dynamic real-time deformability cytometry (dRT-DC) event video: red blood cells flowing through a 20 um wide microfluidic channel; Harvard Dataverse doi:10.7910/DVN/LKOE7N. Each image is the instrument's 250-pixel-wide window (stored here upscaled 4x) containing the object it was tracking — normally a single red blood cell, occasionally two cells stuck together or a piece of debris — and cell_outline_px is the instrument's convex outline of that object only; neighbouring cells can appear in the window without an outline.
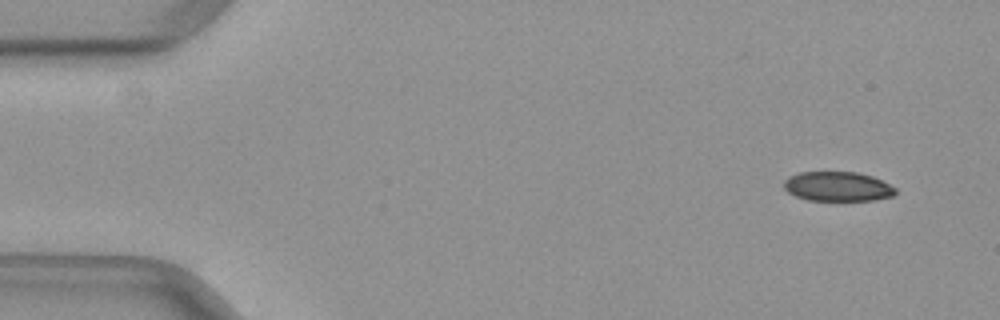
{"species": "common noctule bat (a hibernating species)", "species_latin": "Nyctalus noctula", "temperature_condition": "warm", "stored_images_in_passage": 46, "camera_frame_rate_fps": 3000, "um_per_image_px": 0.085, "animal": {"sex": "female", "body_mass_g": 29.2, "forearm_length_mm": 56.3}, "frame": {"image": 1, "passage_image": 3, "time_ms": 0.667, "image_size_px": [1000, 320], "cell_outline_px": [[896, 192], [892, 196], [876, 200], [808, 200], [796, 196], [788, 192], [784, 188], [784, 180], [788, 176], [800, 172], [860, 172], [872, 176], [896, 188]], "centroid_in_image_um": [71.19, 15.84], "position_along_channel_um": 13.8, "area_um2": 19.19}}
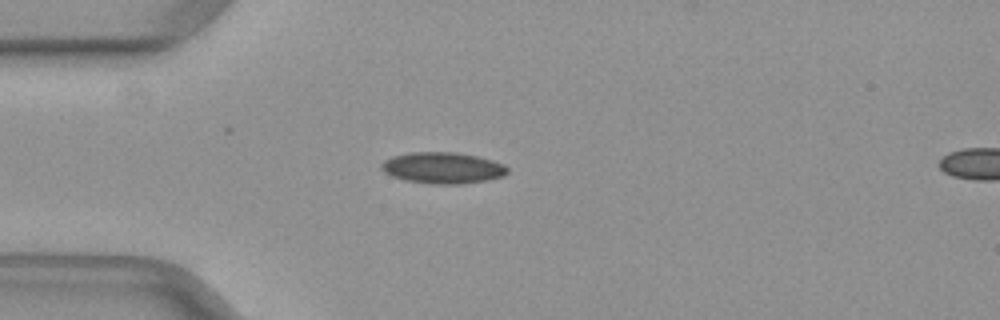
{"frame": {"image": 2, "passage_image": 13, "time_ms": 4.0, "image_size_px": [1000, 320], "cell_outline_px": [[508, 172], [504, 176], [488, 180], [460, 184], [428, 184], [404, 180], [392, 176], [384, 172], [380, 168], [380, 164], [384, 160], [392, 156], [408, 152], [456, 152], [476, 156], [492, 160], [504, 164], [508, 168]], "centroid_in_image_um": [37.61, 14.27], "position_along_channel_um": 47.4, "area_um2": 23.24}}
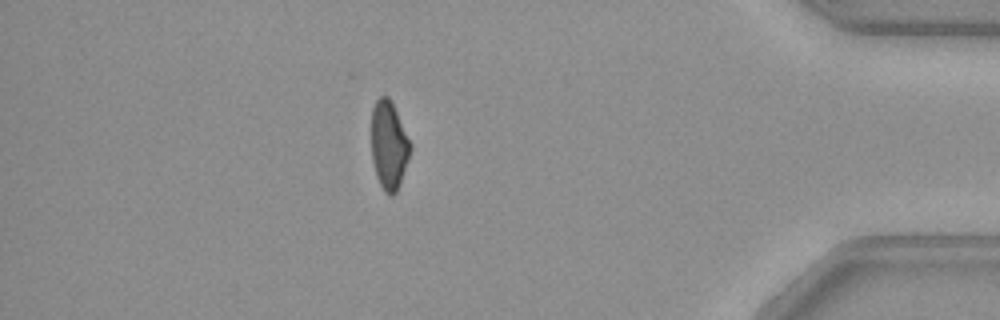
{"frame": {"image": 3, "passage_image": 43, "time_ms": 14.0, "image_size_px": [1000, 320], "cell_outline_px": [[412, 148], [400, 184], [396, 192], [392, 196], [388, 196], [384, 192], [376, 176], [372, 160], [372, 108], [376, 100], [380, 96], [388, 96], [412, 144]], "centroid_in_image_um": [33.06, 12.38], "position_along_channel_um": 402.1, "area_um2": 20.0}}